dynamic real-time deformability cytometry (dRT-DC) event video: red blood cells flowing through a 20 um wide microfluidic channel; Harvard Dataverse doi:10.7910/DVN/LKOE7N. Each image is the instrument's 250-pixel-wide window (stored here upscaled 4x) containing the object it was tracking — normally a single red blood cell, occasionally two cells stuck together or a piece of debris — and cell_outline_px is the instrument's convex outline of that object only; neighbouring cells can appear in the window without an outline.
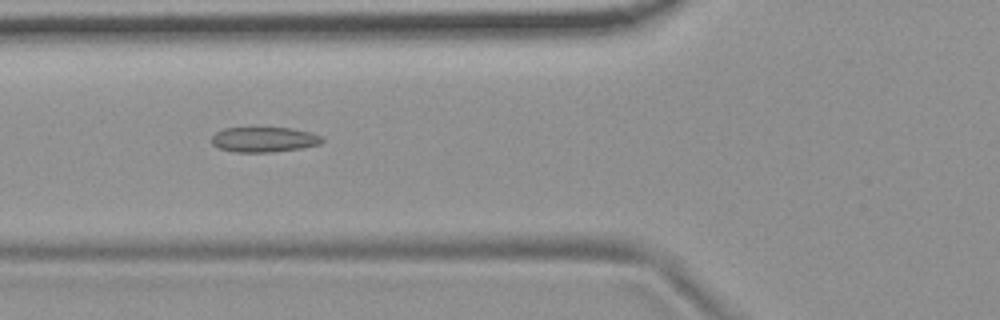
{"species": "common noctule bat (a hibernating species)", "species_latin": "Nyctalus noctula", "temperature_condition": "room temperature", "stored_images_in_passage": 27, "camera_frame_rate_fps": 3000, "um_per_image_px": 0.085, "animal": {"sex": "female", "body_mass_g": 19.9}, "frame": {"image": 1, "passage_image": 20, "time_ms": 6.333, "image_size_px": [1000, 320], "cell_outline_px": [[324, 140], [320, 144], [300, 148], [272, 152], [236, 152], [220, 148], [212, 144], [212, 136], [216, 132], [224, 128], [292, 128], [312, 132], [324, 136]], "centroid_in_image_um": [22.48, 11.85], "position_along_channel_um": 103.3, "area_um2": 16.18}}
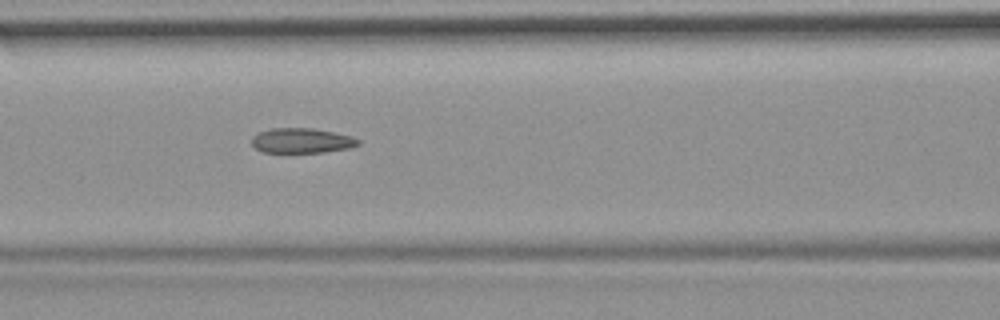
{"frame": {"image": 2, "passage_image": 23, "time_ms": 7.333, "image_size_px": [1000, 320], "cell_outline_px": [[360, 144], [348, 148], [324, 152], [264, 152], [256, 148], [252, 144], [252, 136], [260, 132], [272, 128], [312, 128], [352, 136], [360, 140]], "centroid_in_image_um": [25.65, 11.95], "position_along_channel_um": 140.9, "area_um2": 15.32}}
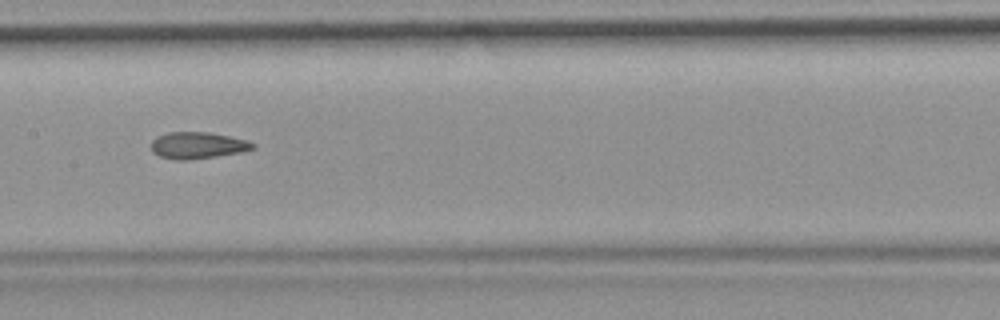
{"frame": {"image": 3, "passage_image": 27, "time_ms": 8.667, "image_size_px": [1000, 320], "cell_outline_px": [[256, 148], [240, 152], [192, 160], [176, 160], [160, 156], [152, 152], [152, 140], [156, 136], [168, 132], [208, 132], [248, 140], [256, 144]], "centroid_in_image_um": [16.8, 12.35], "position_along_channel_um": 190.6, "area_um2": 15.84}}